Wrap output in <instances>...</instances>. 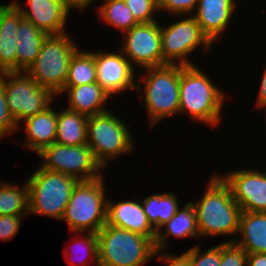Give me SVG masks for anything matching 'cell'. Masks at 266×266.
<instances>
[{"label":"cell","instance_id":"obj_22","mask_svg":"<svg viewBox=\"0 0 266 266\" xmlns=\"http://www.w3.org/2000/svg\"><path fill=\"white\" fill-rule=\"evenodd\" d=\"M170 236L174 238H199L196 211L191 201L185 203L182 210L179 208L176 214L156 231L154 240L156 250H165L168 245L166 238Z\"/></svg>","mask_w":266,"mask_h":266},{"label":"cell","instance_id":"obj_6","mask_svg":"<svg viewBox=\"0 0 266 266\" xmlns=\"http://www.w3.org/2000/svg\"><path fill=\"white\" fill-rule=\"evenodd\" d=\"M113 112L108 110L87 120V145L104 169L111 160L135 150L129 125Z\"/></svg>","mask_w":266,"mask_h":266},{"label":"cell","instance_id":"obj_5","mask_svg":"<svg viewBox=\"0 0 266 266\" xmlns=\"http://www.w3.org/2000/svg\"><path fill=\"white\" fill-rule=\"evenodd\" d=\"M104 175L78 181L74 187L62 220L69 231L97 233L107 222V200Z\"/></svg>","mask_w":266,"mask_h":266},{"label":"cell","instance_id":"obj_9","mask_svg":"<svg viewBox=\"0 0 266 266\" xmlns=\"http://www.w3.org/2000/svg\"><path fill=\"white\" fill-rule=\"evenodd\" d=\"M7 106L18 128L25 119L52 106L56 96L51 90L41 87L26 72H1Z\"/></svg>","mask_w":266,"mask_h":266},{"label":"cell","instance_id":"obj_1","mask_svg":"<svg viewBox=\"0 0 266 266\" xmlns=\"http://www.w3.org/2000/svg\"><path fill=\"white\" fill-rule=\"evenodd\" d=\"M210 79L196 65H180L179 114L186 113L193 121L215 127L222 120L226 93Z\"/></svg>","mask_w":266,"mask_h":266},{"label":"cell","instance_id":"obj_21","mask_svg":"<svg viewBox=\"0 0 266 266\" xmlns=\"http://www.w3.org/2000/svg\"><path fill=\"white\" fill-rule=\"evenodd\" d=\"M235 238L224 242H235L247 253H266V213L242 211L239 231Z\"/></svg>","mask_w":266,"mask_h":266},{"label":"cell","instance_id":"obj_16","mask_svg":"<svg viewBox=\"0 0 266 266\" xmlns=\"http://www.w3.org/2000/svg\"><path fill=\"white\" fill-rule=\"evenodd\" d=\"M236 2L238 1L198 0L197 8L192 16L213 44L232 24V18L234 19L233 16H235L233 14L238 8Z\"/></svg>","mask_w":266,"mask_h":266},{"label":"cell","instance_id":"obj_20","mask_svg":"<svg viewBox=\"0 0 266 266\" xmlns=\"http://www.w3.org/2000/svg\"><path fill=\"white\" fill-rule=\"evenodd\" d=\"M67 93V109L93 116L108 111L106 106L110 95L97 83L83 84L79 86H65L59 93Z\"/></svg>","mask_w":266,"mask_h":266},{"label":"cell","instance_id":"obj_25","mask_svg":"<svg viewBox=\"0 0 266 266\" xmlns=\"http://www.w3.org/2000/svg\"><path fill=\"white\" fill-rule=\"evenodd\" d=\"M142 200L143 211L155 231L167 223L180 208L177 196L172 192L152 194Z\"/></svg>","mask_w":266,"mask_h":266},{"label":"cell","instance_id":"obj_26","mask_svg":"<svg viewBox=\"0 0 266 266\" xmlns=\"http://www.w3.org/2000/svg\"><path fill=\"white\" fill-rule=\"evenodd\" d=\"M29 213L28 183L17 186L0 181V216H19Z\"/></svg>","mask_w":266,"mask_h":266},{"label":"cell","instance_id":"obj_23","mask_svg":"<svg viewBox=\"0 0 266 266\" xmlns=\"http://www.w3.org/2000/svg\"><path fill=\"white\" fill-rule=\"evenodd\" d=\"M16 72H26L37 58L47 34L23 18L17 29Z\"/></svg>","mask_w":266,"mask_h":266},{"label":"cell","instance_id":"obj_14","mask_svg":"<svg viewBox=\"0 0 266 266\" xmlns=\"http://www.w3.org/2000/svg\"><path fill=\"white\" fill-rule=\"evenodd\" d=\"M111 52V53H110ZM95 52L97 83L112 97L136 88L134 68L119 49L118 52Z\"/></svg>","mask_w":266,"mask_h":266},{"label":"cell","instance_id":"obj_3","mask_svg":"<svg viewBox=\"0 0 266 266\" xmlns=\"http://www.w3.org/2000/svg\"><path fill=\"white\" fill-rule=\"evenodd\" d=\"M143 71L144 79L136 81L135 89L144 90L139 97L144 99L150 125L154 126L164 118L179 114L180 65L166 64Z\"/></svg>","mask_w":266,"mask_h":266},{"label":"cell","instance_id":"obj_41","mask_svg":"<svg viewBox=\"0 0 266 266\" xmlns=\"http://www.w3.org/2000/svg\"><path fill=\"white\" fill-rule=\"evenodd\" d=\"M265 109V119H266V104L265 105H263L262 107H260V109ZM266 122V121H265Z\"/></svg>","mask_w":266,"mask_h":266},{"label":"cell","instance_id":"obj_12","mask_svg":"<svg viewBox=\"0 0 266 266\" xmlns=\"http://www.w3.org/2000/svg\"><path fill=\"white\" fill-rule=\"evenodd\" d=\"M119 48L135 68H150L166 65L161 46V22L139 23L123 32Z\"/></svg>","mask_w":266,"mask_h":266},{"label":"cell","instance_id":"obj_8","mask_svg":"<svg viewBox=\"0 0 266 266\" xmlns=\"http://www.w3.org/2000/svg\"><path fill=\"white\" fill-rule=\"evenodd\" d=\"M27 180L29 213L61 220L78 180L39 166Z\"/></svg>","mask_w":266,"mask_h":266},{"label":"cell","instance_id":"obj_38","mask_svg":"<svg viewBox=\"0 0 266 266\" xmlns=\"http://www.w3.org/2000/svg\"><path fill=\"white\" fill-rule=\"evenodd\" d=\"M247 266H266V253H248Z\"/></svg>","mask_w":266,"mask_h":266},{"label":"cell","instance_id":"obj_19","mask_svg":"<svg viewBox=\"0 0 266 266\" xmlns=\"http://www.w3.org/2000/svg\"><path fill=\"white\" fill-rule=\"evenodd\" d=\"M51 106L22 121L25 124L26 139L22 146L38 154L56 141L57 111Z\"/></svg>","mask_w":266,"mask_h":266},{"label":"cell","instance_id":"obj_32","mask_svg":"<svg viewBox=\"0 0 266 266\" xmlns=\"http://www.w3.org/2000/svg\"><path fill=\"white\" fill-rule=\"evenodd\" d=\"M248 253L235 242H221L220 266H247Z\"/></svg>","mask_w":266,"mask_h":266},{"label":"cell","instance_id":"obj_39","mask_svg":"<svg viewBox=\"0 0 266 266\" xmlns=\"http://www.w3.org/2000/svg\"><path fill=\"white\" fill-rule=\"evenodd\" d=\"M65 3L71 10L78 9L79 10H86L89 8L90 4L93 3L94 0H61ZM96 1V0H95Z\"/></svg>","mask_w":266,"mask_h":266},{"label":"cell","instance_id":"obj_34","mask_svg":"<svg viewBox=\"0 0 266 266\" xmlns=\"http://www.w3.org/2000/svg\"><path fill=\"white\" fill-rule=\"evenodd\" d=\"M19 128L12 118L6 102L3 86L0 84V140Z\"/></svg>","mask_w":266,"mask_h":266},{"label":"cell","instance_id":"obj_31","mask_svg":"<svg viewBox=\"0 0 266 266\" xmlns=\"http://www.w3.org/2000/svg\"><path fill=\"white\" fill-rule=\"evenodd\" d=\"M126 6L132 13L135 21L139 23L154 22L156 19L155 14L159 12L157 0H124Z\"/></svg>","mask_w":266,"mask_h":266},{"label":"cell","instance_id":"obj_17","mask_svg":"<svg viewBox=\"0 0 266 266\" xmlns=\"http://www.w3.org/2000/svg\"><path fill=\"white\" fill-rule=\"evenodd\" d=\"M107 224L134 233L156 238V231L148 222L147 216L139 199L121 200L120 202L107 200Z\"/></svg>","mask_w":266,"mask_h":266},{"label":"cell","instance_id":"obj_33","mask_svg":"<svg viewBox=\"0 0 266 266\" xmlns=\"http://www.w3.org/2000/svg\"><path fill=\"white\" fill-rule=\"evenodd\" d=\"M198 0H157L159 13L163 11L175 16L192 15L197 8Z\"/></svg>","mask_w":266,"mask_h":266},{"label":"cell","instance_id":"obj_24","mask_svg":"<svg viewBox=\"0 0 266 266\" xmlns=\"http://www.w3.org/2000/svg\"><path fill=\"white\" fill-rule=\"evenodd\" d=\"M88 116L67 108L57 110L56 143L67 146L87 144Z\"/></svg>","mask_w":266,"mask_h":266},{"label":"cell","instance_id":"obj_13","mask_svg":"<svg viewBox=\"0 0 266 266\" xmlns=\"http://www.w3.org/2000/svg\"><path fill=\"white\" fill-rule=\"evenodd\" d=\"M229 186L242 211L266 213V169H236L218 174Z\"/></svg>","mask_w":266,"mask_h":266},{"label":"cell","instance_id":"obj_28","mask_svg":"<svg viewBox=\"0 0 266 266\" xmlns=\"http://www.w3.org/2000/svg\"><path fill=\"white\" fill-rule=\"evenodd\" d=\"M97 11L100 20L122 33L138 24L124 0H103Z\"/></svg>","mask_w":266,"mask_h":266},{"label":"cell","instance_id":"obj_36","mask_svg":"<svg viewBox=\"0 0 266 266\" xmlns=\"http://www.w3.org/2000/svg\"><path fill=\"white\" fill-rule=\"evenodd\" d=\"M155 256H157L156 259H158V261L167 263L168 266H190L188 256L185 253L174 255L169 253L165 254V251L156 250Z\"/></svg>","mask_w":266,"mask_h":266},{"label":"cell","instance_id":"obj_37","mask_svg":"<svg viewBox=\"0 0 266 266\" xmlns=\"http://www.w3.org/2000/svg\"><path fill=\"white\" fill-rule=\"evenodd\" d=\"M259 91H258V96L256 99V107L260 109L263 105L266 104V67L264 69V72L262 74V79L260 81L259 85Z\"/></svg>","mask_w":266,"mask_h":266},{"label":"cell","instance_id":"obj_35","mask_svg":"<svg viewBox=\"0 0 266 266\" xmlns=\"http://www.w3.org/2000/svg\"><path fill=\"white\" fill-rule=\"evenodd\" d=\"M24 216H10L1 215L0 216V239L1 241H9L16 237L21 226V220Z\"/></svg>","mask_w":266,"mask_h":266},{"label":"cell","instance_id":"obj_7","mask_svg":"<svg viewBox=\"0 0 266 266\" xmlns=\"http://www.w3.org/2000/svg\"><path fill=\"white\" fill-rule=\"evenodd\" d=\"M70 33L47 35L40 52L26 73L55 95L64 89L73 54L79 49Z\"/></svg>","mask_w":266,"mask_h":266},{"label":"cell","instance_id":"obj_29","mask_svg":"<svg viewBox=\"0 0 266 266\" xmlns=\"http://www.w3.org/2000/svg\"><path fill=\"white\" fill-rule=\"evenodd\" d=\"M76 234L77 235H73V238H75L73 241H77V240L78 241L76 243L73 242L74 247L71 244L69 251H67L68 249H66V246H65V250H64L65 254L64 255L66 256L65 259L67 260V262H72L71 261L72 258L76 257L78 255L79 257L77 256L78 259L76 261V262H78V264L77 265L73 264V262L69 263V264H71L72 266H87L88 264L85 263L84 259H87V258L90 259L91 258L90 260L94 261L93 263H95L96 266H99V264H98V237H97V233L88 232V235H86L87 233H85V232H81V234H80V232H79V234H78V232H76ZM82 234L84 235L83 237L81 236ZM71 250L74 254L71 253ZM82 252H83V254H81ZM72 254H73V256H71L72 258L69 259L70 256H68V255H72ZM82 255H85L86 257L84 256L85 257L84 258Z\"/></svg>","mask_w":266,"mask_h":266},{"label":"cell","instance_id":"obj_15","mask_svg":"<svg viewBox=\"0 0 266 266\" xmlns=\"http://www.w3.org/2000/svg\"><path fill=\"white\" fill-rule=\"evenodd\" d=\"M13 3L22 12L23 18L32 22L47 35L67 32L65 25L71 9L61 0H27L29 8L26 9L17 0Z\"/></svg>","mask_w":266,"mask_h":266},{"label":"cell","instance_id":"obj_11","mask_svg":"<svg viewBox=\"0 0 266 266\" xmlns=\"http://www.w3.org/2000/svg\"><path fill=\"white\" fill-rule=\"evenodd\" d=\"M37 155L42 159L41 168L66 174L78 181L99 178L105 170L87 144L67 146L54 142Z\"/></svg>","mask_w":266,"mask_h":266},{"label":"cell","instance_id":"obj_40","mask_svg":"<svg viewBox=\"0 0 266 266\" xmlns=\"http://www.w3.org/2000/svg\"><path fill=\"white\" fill-rule=\"evenodd\" d=\"M8 4H5V5H0V13H1V11L7 6Z\"/></svg>","mask_w":266,"mask_h":266},{"label":"cell","instance_id":"obj_27","mask_svg":"<svg viewBox=\"0 0 266 266\" xmlns=\"http://www.w3.org/2000/svg\"><path fill=\"white\" fill-rule=\"evenodd\" d=\"M95 51L77 50L70 61L65 86H79L97 82Z\"/></svg>","mask_w":266,"mask_h":266},{"label":"cell","instance_id":"obj_18","mask_svg":"<svg viewBox=\"0 0 266 266\" xmlns=\"http://www.w3.org/2000/svg\"><path fill=\"white\" fill-rule=\"evenodd\" d=\"M22 19V12L14 3L0 13V73L16 72V34Z\"/></svg>","mask_w":266,"mask_h":266},{"label":"cell","instance_id":"obj_4","mask_svg":"<svg viewBox=\"0 0 266 266\" xmlns=\"http://www.w3.org/2000/svg\"><path fill=\"white\" fill-rule=\"evenodd\" d=\"M99 266H143L154 258V240L105 224L98 232Z\"/></svg>","mask_w":266,"mask_h":266},{"label":"cell","instance_id":"obj_30","mask_svg":"<svg viewBox=\"0 0 266 266\" xmlns=\"http://www.w3.org/2000/svg\"><path fill=\"white\" fill-rule=\"evenodd\" d=\"M184 253L188 256L190 266H220L221 244L205 251L200 250V245L197 244Z\"/></svg>","mask_w":266,"mask_h":266},{"label":"cell","instance_id":"obj_10","mask_svg":"<svg viewBox=\"0 0 266 266\" xmlns=\"http://www.w3.org/2000/svg\"><path fill=\"white\" fill-rule=\"evenodd\" d=\"M176 22L168 26L161 24V46L163 60L167 64H178L183 66H193L195 63L190 60L192 54L198 46L207 52L214 44L203 33L201 27L192 15H184Z\"/></svg>","mask_w":266,"mask_h":266},{"label":"cell","instance_id":"obj_2","mask_svg":"<svg viewBox=\"0 0 266 266\" xmlns=\"http://www.w3.org/2000/svg\"><path fill=\"white\" fill-rule=\"evenodd\" d=\"M210 178L201 200L192 202L199 237L238 236L242 210L218 173L214 172Z\"/></svg>","mask_w":266,"mask_h":266}]
</instances>
